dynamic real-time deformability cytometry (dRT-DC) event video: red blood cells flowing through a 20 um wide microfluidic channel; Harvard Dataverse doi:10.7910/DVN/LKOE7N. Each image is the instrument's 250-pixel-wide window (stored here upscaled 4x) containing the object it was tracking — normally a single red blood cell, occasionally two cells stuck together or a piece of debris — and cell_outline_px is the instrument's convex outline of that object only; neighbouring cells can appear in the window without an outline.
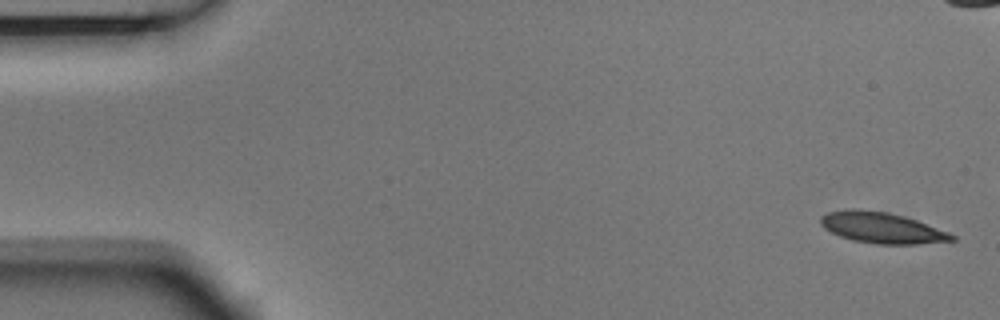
{"species": "Egyptian fruit bat (a non-hibernating species)", "species_latin": "Rousettus aegyptiacus", "temperature_condition": "room temperature", "stored_images_in_passage": 6, "camera_frame_rate_fps": 3000, "um_per_image_px": 0.085, "animal": {"sex": "male"}, "frame": {"image": 1, "passage_image": 1, "time_ms": 0.0, "image_size_px": [1000, 320], "cell_outline_px": [[956, 240], [916, 244], [876, 244], [852, 240], [840, 236], [824, 228], [820, 224], [820, 216], [828, 212], [852, 208], [856, 208], [888, 212], [904, 216], [916, 220], [948, 232], [956, 236]], "centroid_in_image_um": [74.93, 19.35], "position_along_channel_um": 10.1, "area_um2": 23.64}}